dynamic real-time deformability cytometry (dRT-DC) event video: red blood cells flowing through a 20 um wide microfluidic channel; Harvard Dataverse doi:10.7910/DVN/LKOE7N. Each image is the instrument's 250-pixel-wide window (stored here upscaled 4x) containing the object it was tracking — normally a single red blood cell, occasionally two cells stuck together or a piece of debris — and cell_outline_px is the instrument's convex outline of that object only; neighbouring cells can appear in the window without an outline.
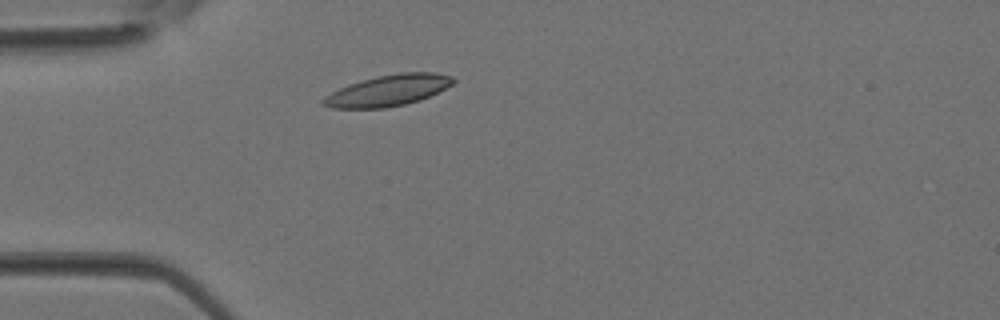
{"species": "Egyptian fruit bat (a non-hibernating species)", "species_latin": "Rousettus aegyptiacus", "temperature_condition": "room temperature", "stored_images_in_passage": 2, "camera_frame_rate_fps": 3000, "um_per_image_px": 0.085, "animal": {"sex": "female"}, "frame": {"image": 1, "passage_image": 2, "time_ms": 0.333, "image_size_px": [1000, 320], "cell_outline_px": [[456, 80], [452, 84], [420, 100], [404, 104], [384, 108], [332, 108], [320, 104], [320, 100], [324, 96], [340, 88], [364, 80], [380, 76], [400, 72], [432, 72], [452, 76]], "centroid_in_image_um": [32.97, 7.7], "position_along_channel_um": 52.0, "area_um2": 23.18}}